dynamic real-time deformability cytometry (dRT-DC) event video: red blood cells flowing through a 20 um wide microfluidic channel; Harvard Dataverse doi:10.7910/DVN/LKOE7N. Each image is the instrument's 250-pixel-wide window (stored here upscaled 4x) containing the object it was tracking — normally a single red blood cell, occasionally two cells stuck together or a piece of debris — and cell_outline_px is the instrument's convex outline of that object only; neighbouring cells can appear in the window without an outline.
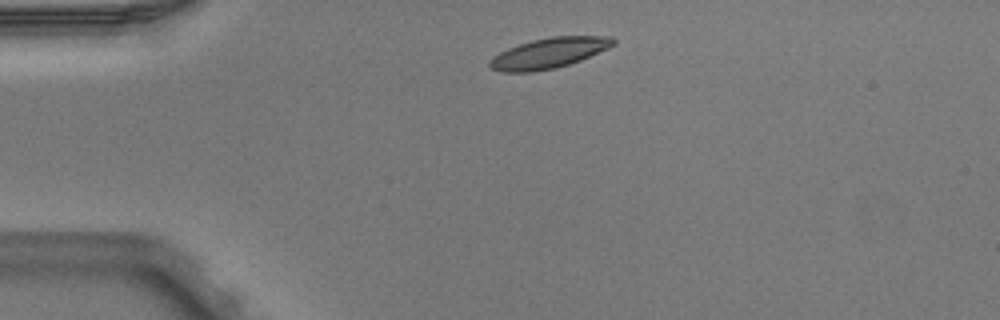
{"species": "Egyptian fruit bat (a non-hibernating species)", "species_latin": "Rousettus aegyptiacus", "temperature_condition": "warm", "stored_images_in_passage": 2, "camera_frame_rate_fps": 3000, "um_per_image_px": 0.085, "animal": {"sex": "male"}, "frame": {"image": 1, "passage_image": 1, "time_ms": 0.0, "image_size_px": [1000, 320], "cell_outline_px": [[616, 44], [608, 48], [580, 60], [556, 68], [532, 72], [500, 72], [492, 68], [488, 64], [500, 52], [508, 48], [532, 40], [552, 36], [612, 36], [616, 40]], "centroid_in_image_um": [46.7, 4.5], "position_along_channel_um": 38.3, "area_um2": 21.68}}